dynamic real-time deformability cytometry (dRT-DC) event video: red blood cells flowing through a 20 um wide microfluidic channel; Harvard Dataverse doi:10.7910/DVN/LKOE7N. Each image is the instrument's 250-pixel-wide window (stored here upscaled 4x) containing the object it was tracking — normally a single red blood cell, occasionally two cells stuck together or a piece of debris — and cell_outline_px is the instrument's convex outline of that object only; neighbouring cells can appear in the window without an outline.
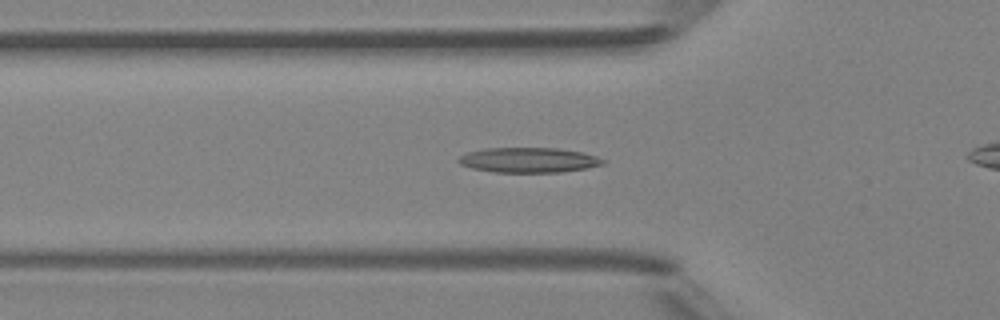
{"species": "Egyptian fruit bat (a non-hibernating species)", "species_latin": "Rousettus aegyptiacus", "temperature_condition": "room temperature", "stored_images_in_passage": 42, "camera_frame_rate_fps": 3000, "um_per_image_px": 0.085, "animal": {"sex": "female"}, "frame": {"image": 1, "passage_image": 17, "time_ms": 5.333, "image_size_px": [1000, 320], "cell_outline_px": [[608, 160], [604, 164], [584, 168], [560, 172], [496, 172], [472, 168], [460, 164], [456, 160], [460, 156], [468, 152], [484, 148], [556, 148], [584, 152]], "centroid_in_image_um": [44.95, 13.6], "position_along_channel_um": 80.9, "area_um2": 21.04}}
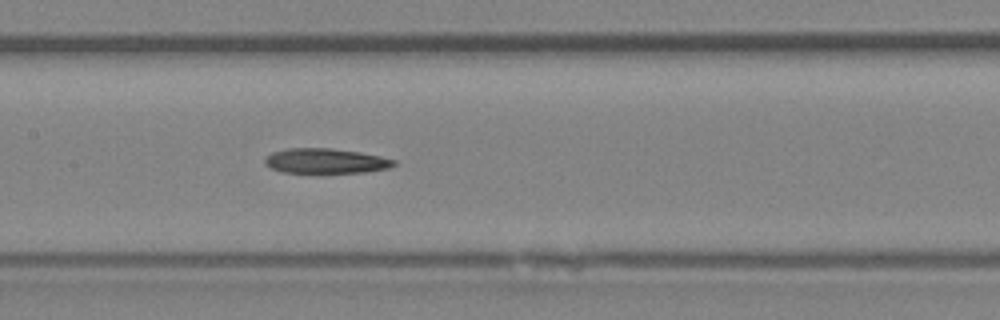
{"frame": {"image": 2, "passage_image": 24, "time_ms": 7.667, "image_size_px": [1000, 320], "cell_outline_px": [[396, 164], [388, 168], [364, 172], [316, 176], [280, 172], [264, 164], [264, 156], [272, 152], [288, 148], [332, 148], [360, 152], [380, 156], [396, 160]], "centroid_in_image_um": [27.62, 13.73], "position_along_channel_um": 179.8, "area_um2": 19.94}}
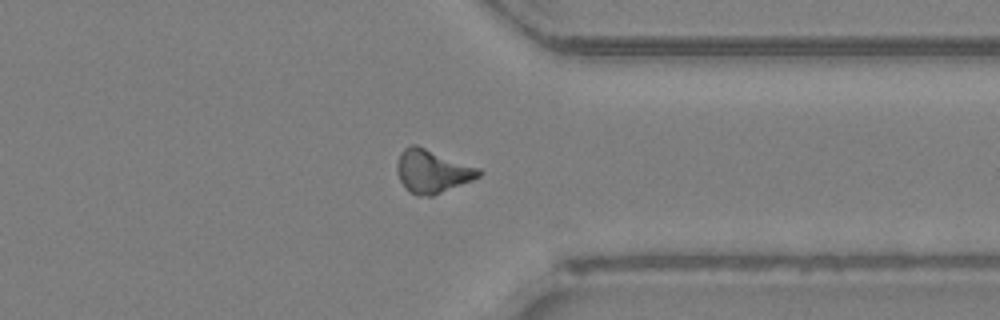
{"frame": {"image": 3, "passage_image": 38, "time_ms": 12.333, "image_size_px": [1000, 320], "cell_outline_px": [[484, 172], [480, 176], [472, 180], [432, 196], [416, 196], [408, 192], [400, 180], [396, 172], [396, 164], [400, 152], [404, 148], [412, 144], [416, 144], [480, 168]], "centroid_in_image_um": [36.72, 14.55], "position_along_channel_um": 374.7, "area_um2": 20.81}}